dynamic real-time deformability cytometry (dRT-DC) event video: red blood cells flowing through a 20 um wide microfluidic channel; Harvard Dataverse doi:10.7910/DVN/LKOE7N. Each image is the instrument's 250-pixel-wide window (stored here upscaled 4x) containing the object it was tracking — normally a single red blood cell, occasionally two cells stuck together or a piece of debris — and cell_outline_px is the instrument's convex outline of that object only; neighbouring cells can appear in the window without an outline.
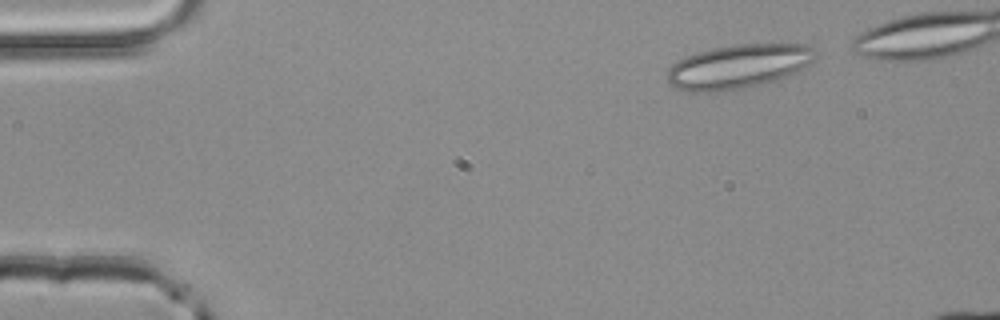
{"species": "common noctule bat (a hibernating species)", "species_latin": "Nyctalus noctula", "temperature_condition": "room temperature", "stored_images_in_passage": 2, "camera_frame_rate_fps": 3000, "um_per_image_px": 0.085, "animal": {"sex": "male", "body_mass_g": 20.4}, "frame": {"image": 1, "passage_image": 1, "time_ms": 0.0, "image_size_px": [1000, 320], "cell_outline_px": [[816, 56], [800, 72], [776, 80], [744, 88], [716, 92], [688, 92], [676, 88], [668, 84], [668, 68], [672, 64], [684, 56], [696, 52], [712, 48], [736, 44], [804, 44], [816, 48]], "centroid_in_image_um": [62.75, 5.65], "position_along_channel_um": 22.2, "area_um2": 38.44}}